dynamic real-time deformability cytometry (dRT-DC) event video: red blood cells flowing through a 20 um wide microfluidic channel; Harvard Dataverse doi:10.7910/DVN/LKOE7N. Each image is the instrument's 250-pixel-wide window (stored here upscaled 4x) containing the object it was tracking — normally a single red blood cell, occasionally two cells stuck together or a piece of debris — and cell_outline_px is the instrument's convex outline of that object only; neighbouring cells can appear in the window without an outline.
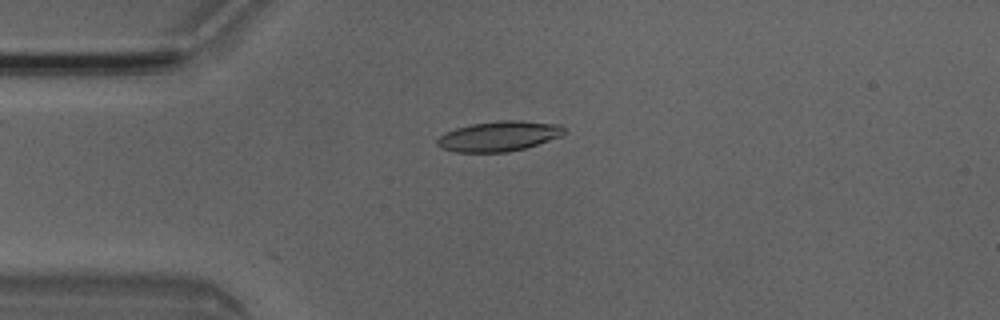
{"species": "Egyptian fruit bat (a non-hibernating species)", "species_latin": "Rousettus aegyptiacus", "temperature_condition": "room temperature", "stored_images_in_passage": 1, "camera_frame_rate_fps": 3000, "um_per_image_px": 0.085, "animal": {"sex": "male"}, "frame": {"image": 1, "passage_image": 1, "time_ms": 0.0, "image_size_px": [1000, 320], "cell_outline_px": [[564, 132], [560, 136], [524, 148], [508, 152], [456, 152], [440, 148], [436, 144], [436, 140], [444, 132], [456, 128], [472, 124], [500, 120], [520, 120], [560, 124], [564, 128]], "centroid_in_image_um": [42.36, 11.57], "position_along_channel_um": 42.6, "area_um2": 22.2}}